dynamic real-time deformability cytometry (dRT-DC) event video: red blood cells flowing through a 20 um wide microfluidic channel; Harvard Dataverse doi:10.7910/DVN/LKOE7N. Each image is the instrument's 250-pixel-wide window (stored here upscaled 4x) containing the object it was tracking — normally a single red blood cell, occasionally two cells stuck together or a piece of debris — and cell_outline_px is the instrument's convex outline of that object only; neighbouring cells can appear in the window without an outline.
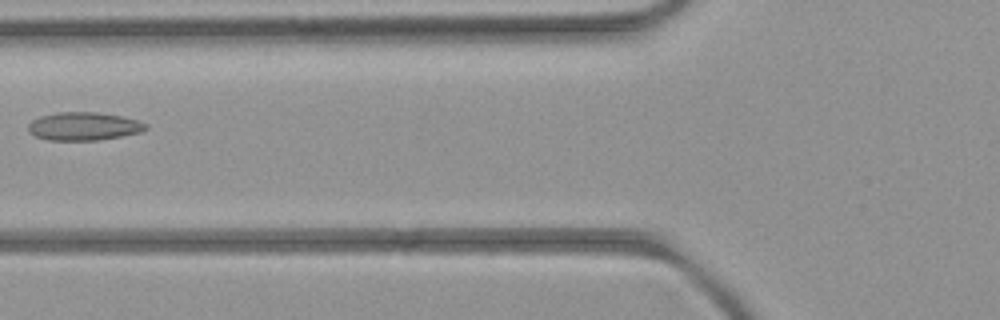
{"species": "common noctule bat (a hibernating species)", "species_latin": "Nyctalus noctula", "temperature_condition": "room temperature", "stored_images_in_passage": 2, "camera_frame_rate_fps": 3000, "um_per_image_px": 0.085, "animal": {"sex": "female", "body_mass_g": 21.9}, "frame": {"image": 1, "passage_image": 2, "time_ms": 1.0, "image_size_px": [1000, 320], "cell_outline_px": [[148, 128], [140, 132], [120, 136], [96, 140], [48, 140], [36, 136], [28, 132], [28, 124], [32, 120], [40, 116], [56, 112], [96, 112], [120, 116], [140, 120], [148, 124]], "centroid_in_image_um": [7.11, 10.72], "position_along_channel_um": 118.7, "area_um2": 19.31}}